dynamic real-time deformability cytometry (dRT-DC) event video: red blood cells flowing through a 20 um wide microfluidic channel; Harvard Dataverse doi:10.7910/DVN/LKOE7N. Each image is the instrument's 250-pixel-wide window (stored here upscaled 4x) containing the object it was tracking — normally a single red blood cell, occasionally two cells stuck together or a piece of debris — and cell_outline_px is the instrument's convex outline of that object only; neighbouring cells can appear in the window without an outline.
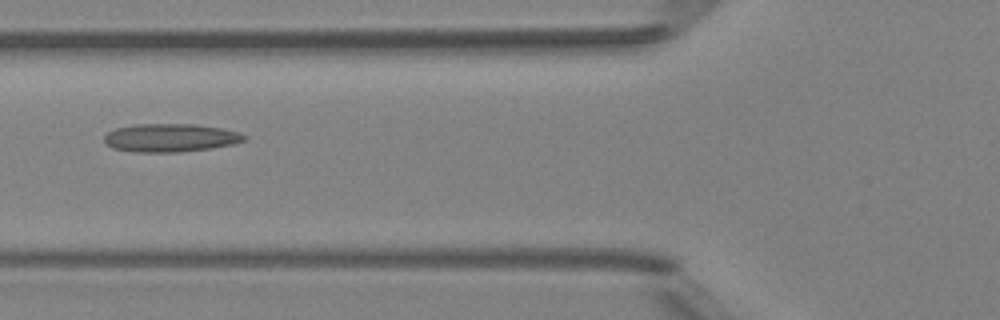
{"species": "Egyptian fruit bat (a non-hibernating species)", "species_latin": "Rousettus aegyptiacus", "temperature_condition": "room temperature", "stored_images_in_passage": 5, "camera_frame_rate_fps": 3000, "um_per_image_px": 0.085, "animal": {"sex": "female"}, "frame": {"image": 1, "passage_image": 5, "time_ms": 5.333, "image_size_px": [1000, 320], "cell_outline_px": [[248, 136], [244, 140], [232, 144], [208, 148], [176, 152], [136, 152], [112, 148], [104, 144], [104, 136], [108, 132], [116, 128], [136, 124], [196, 124], [224, 128], [240, 132]], "centroid_in_image_um": [14.47, 11.7], "position_along_channel_um": 111.3, "area_um2": 23.06}}